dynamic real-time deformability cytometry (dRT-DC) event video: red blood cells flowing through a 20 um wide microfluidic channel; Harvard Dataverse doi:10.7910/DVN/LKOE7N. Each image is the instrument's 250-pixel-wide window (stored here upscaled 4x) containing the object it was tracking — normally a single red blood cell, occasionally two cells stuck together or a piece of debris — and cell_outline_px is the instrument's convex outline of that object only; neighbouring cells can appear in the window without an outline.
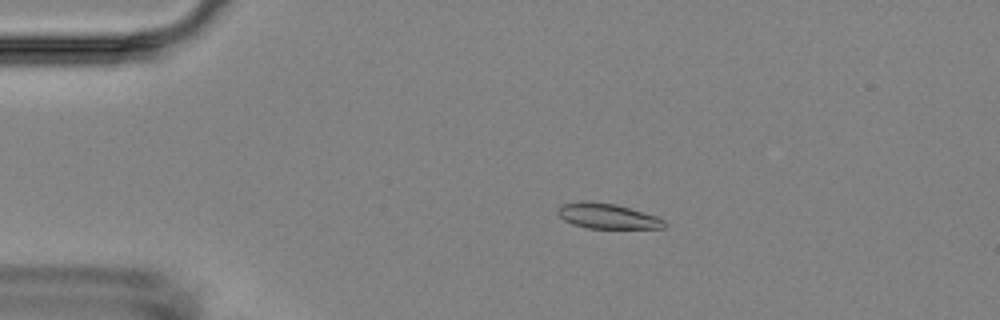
{"species": "Egyptian fruit bat (a non-hibernating species)", "species_latin": "Rousettus aegyptiacus", "temperature_condition": "room temperature", "stored_images_in_passage": 5, "camera_frame_rate_fps": 3000, "um_per_image_px": 0.085, "animal": {"sex": "female"}, "frame": {"image": 1, "passage_image": 3, "time_ms": 2.667, "image_size_px": [1000, 320], "cell_outline_px": [[668, 224], [664, 228], [588, 228], [572, 224], [564, 220], [556, 212], [556, 208], [560, 204], [584, 200], [616, 204], [656, 216], [664, 220]], "centroid_in_image_um": [51.58, 18.36], "position_along_channel_um": 33.4, "area_um2": 15.78}}